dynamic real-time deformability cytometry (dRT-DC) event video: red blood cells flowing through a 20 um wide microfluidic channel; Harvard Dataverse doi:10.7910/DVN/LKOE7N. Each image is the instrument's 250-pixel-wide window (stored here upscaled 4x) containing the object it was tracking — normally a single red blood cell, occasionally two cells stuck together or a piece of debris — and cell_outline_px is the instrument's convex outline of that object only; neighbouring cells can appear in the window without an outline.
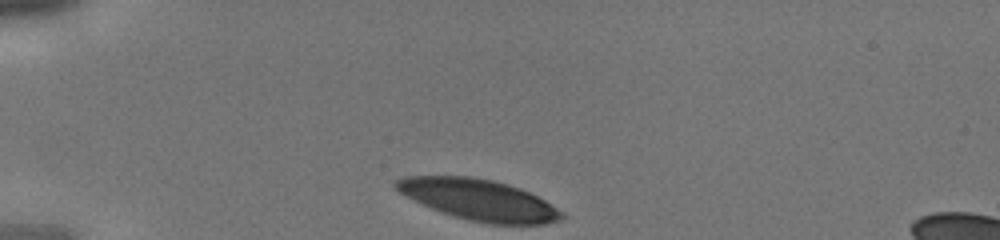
{"species": "human", "species_latin": "Homo sapiens", "temperature_condition": "cold", "stored_images_in_passage": 26, "camera_frame_rate_fps": 3000, "um_per_image_px": 0.085, "donor": {"sex": "male"}, "frame": {"image": 1, "passage_image": 1, "time_ms": 0.0, "image_size_px": [1000, 240], "cell_outline_px": [[564, 216], [560, 220], [544, 224], [492, 224], [472, 220], [456, 216], [432, 208], [400, 192], [392, 184], [396, 180], [404, 176], [468, 176], [488, 180], [520, 188], [544, 200], [556, 208]], "centroid_in_image_um": [40.69, 16.97], "position_along_channel_um": 44.3, "area_um2": 38.49}}
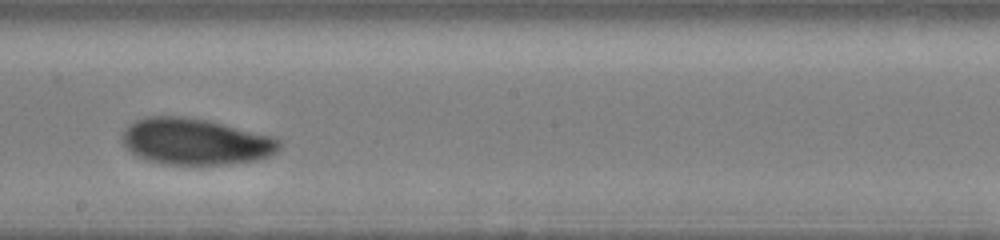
{"frame": {"image": 2, "passage_image": 15, "time_ms": 4.667, "image_size_px": [1000, 240], "cell_outline_px": [[280, 148], [276, 152], [268, 156], [256, 160], [228, 164], [168, 164], [148, 160], [136, 156], [124, 148], [120, 140], [120, 136], [124, 128], [128, 124], [144, 116], [180, 116], [208, 120], [276, 136], [280, 140]], "centroid_in_image_um": [16.57, 12.02], "position_along_channel_um": 231.6, "area_um2": 43.0}}
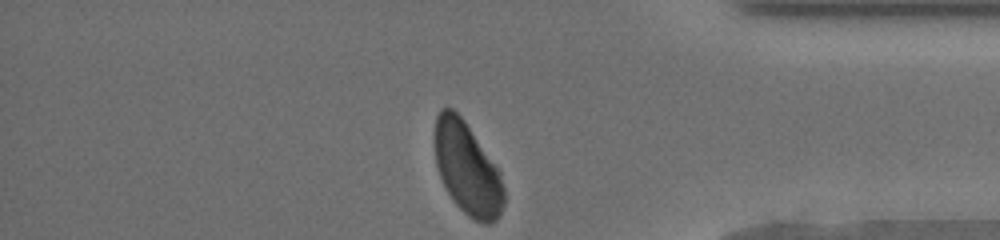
{"frame": {"image": 3, "passage_image": 26, "time_ms": 8.333, "image_size_px": [1000, 240], "cell_outline_px": [[504, 204], [496, 220], [488, 224], [484, 224], [472, 220], [452, 200], [440, 176], [436, 164], [432, 140], [432, 136], [436, 116], [440, 108], [452, 108], [464, 120], [500, 172], [504, 188]], "centroid_in_image_um": [39.68, 14.32], "position_along_channel_um": 395.5, "area_um2": 37.45}}